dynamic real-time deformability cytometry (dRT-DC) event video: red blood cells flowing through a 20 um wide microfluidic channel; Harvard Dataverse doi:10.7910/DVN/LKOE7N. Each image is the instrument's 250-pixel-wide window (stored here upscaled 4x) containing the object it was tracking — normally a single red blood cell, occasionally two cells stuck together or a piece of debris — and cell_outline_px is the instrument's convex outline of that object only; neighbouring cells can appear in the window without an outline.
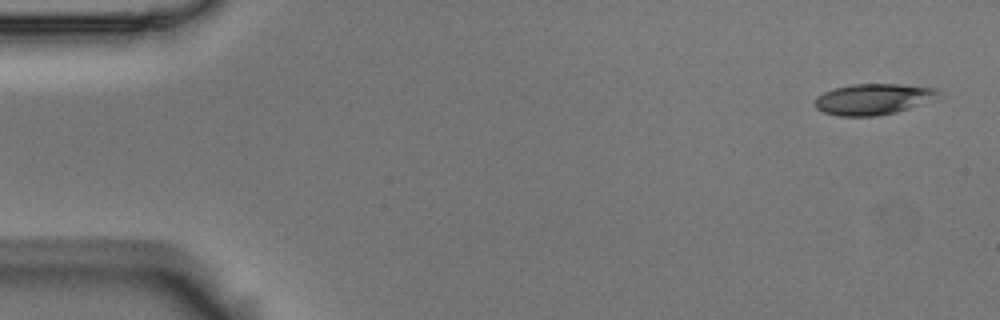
{"species": "Egyptian fruit bat (a non-hibernating species)", "species_latin": "Rousettus aegyptiacus", "temperature_condition": "room temperature", "stored_images_in_passage": 6, "camera_frame_rate_fps": 3000, "um_per_image_px": 0.085, "animal": {"sex": "male"}, "frame": {"image": 1, "passage_image": 1, "time_ms": 0.0, "image_size_px": [1000, 320], "cell_outline_px": [[940, 100], [896, 112], [876, 116], [840, 116], [824, 112], [816, 108], [816, 96], [832, 88], [852, 84], [900, 84], [936, 88], [940, 92]], "centroid_in_image_um": [74.31, 8.42], "position_along_channel_um": 10.7, "area_um2": 22.72}}
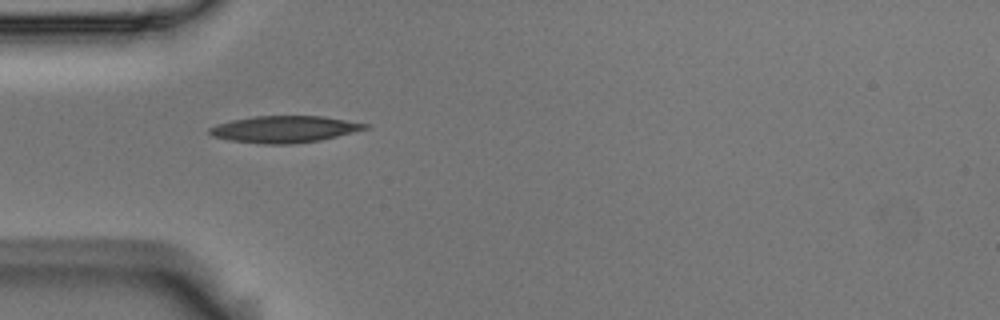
{"frame": {"image": 2, "passage_image": 5, "time_ms": 1.333, "image_size_px": [1000, 320], "cell_outline_px": [[372, 128], [320, 140], [292, 144], [264, 144], [228, 140], [212, 136], [208, 132], [208, 128], [216, 124], [232, 120], [256, 116], [324, 116], [368, 124]], "centroid_in_image_um": [24.18, 10.98], "position_along_channel_um": 60.8, "area_um2": 24.33}}
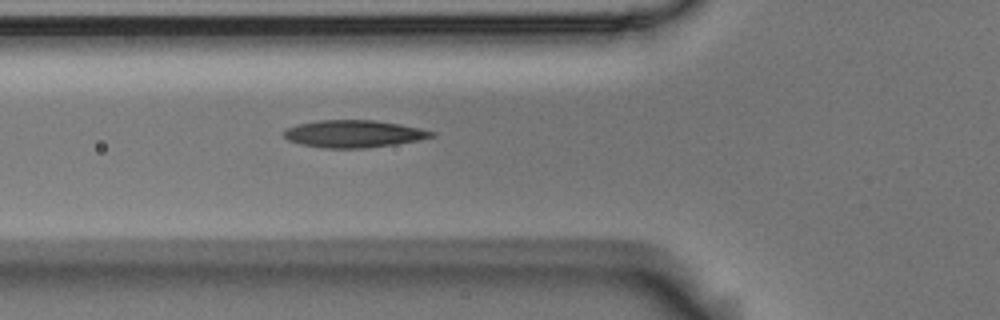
{"frame": {"image": 3, "passage_image": 6, "time_ms": 1.667, "image_size_px": [1000, 320], "cell_outline_px": [[436, 136], [420, 140], [396, 144], [368, 148], [324, 148], [300, 144], [288, 140], [280, 132], [296, 124], [316, 120], [376, 120], [400, 124], [420, 128], [436, 132]], "centroid_in_image_um": [30.07, 11.37], "position_along_channel_um": 95.7, "area_um2": 23.81}}